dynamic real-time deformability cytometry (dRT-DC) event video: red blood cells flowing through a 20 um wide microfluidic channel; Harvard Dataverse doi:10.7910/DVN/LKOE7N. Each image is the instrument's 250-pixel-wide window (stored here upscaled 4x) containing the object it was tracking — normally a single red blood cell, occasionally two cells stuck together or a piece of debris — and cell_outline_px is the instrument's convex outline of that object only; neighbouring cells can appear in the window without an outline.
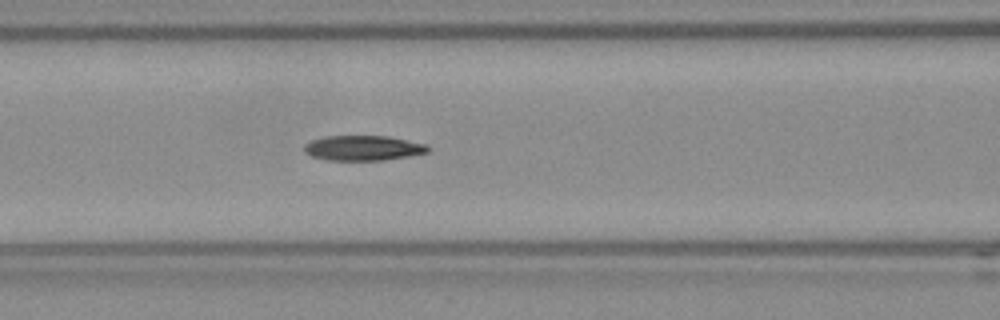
{"species": "Egyptian fruit bat (a non-hibernating species)", "species_latin": "Rousettus aegyptiacus", "temperature_condition": "room temperature", "stored_images_in_passage": 42, "camera_frame_rate_fps": 3000, "um_per_image_px": 0.085, "frame": {"image": 1, "passage_image": 13, "time_ms": 4.0, "image_size_px": [1000, 320], "cell_outline_px": [[432, 148], [428, 152], [408, 156], [384, 160], [328, 160], [312, 156], [304, 152], [304, 144], [312, 140], [324, 136], [388, 136], [428, 144]], "centroid_in_image_um": [30.89, 12.57], "position_along_channel_um": 135.7, "area_um2": 18.15}, "authors_computed_cell_mechanics": {"area_um2": 18.7272, "velocity_mm_per_s": 3.7753, "shape_relaxation_time_tau1_ms": 6.0427, "shape_relaxation_time_tau2_ms": 6.8538, "deformation_change_tau1": 0.1842, "deformation_change_tau2": 0.1439}}